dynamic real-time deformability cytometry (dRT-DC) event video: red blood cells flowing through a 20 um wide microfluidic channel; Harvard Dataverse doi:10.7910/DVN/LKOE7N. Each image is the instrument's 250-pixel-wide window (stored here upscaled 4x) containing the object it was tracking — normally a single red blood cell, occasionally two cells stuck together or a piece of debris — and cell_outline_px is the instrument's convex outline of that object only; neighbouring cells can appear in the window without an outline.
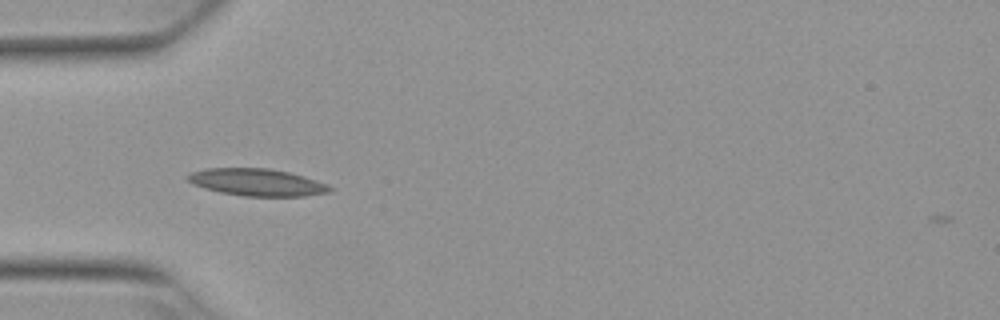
{"species": "Egyptian fruit bat (a non-hibernating species)", "species_latin": "Rousettus aegyptiacus", "temperature_condition": "warm", "stored_images_in_passage": 28, "camera_frame_rate_fps": 3000, "um_per_image_px": 0.085, "animal": {"sex": "female"}, "frame": {"image": 1, "passage_image": 1, "time_ms": 0.0, "image_size_px": [1000, 320], "cell_outline_px": [[332, 188], [328, 192], [304, 196], [244, 196], [220, 192], [204, 188], [192, 184], [184, 176], [192, 172], [204, 168], [268, 168], [288, 172], [304, 176], [328, 184]], "centroid_in_image_um": [21.8, 15.49], "position_along_channel_um": 63.2, "area_um2": 22.48}}
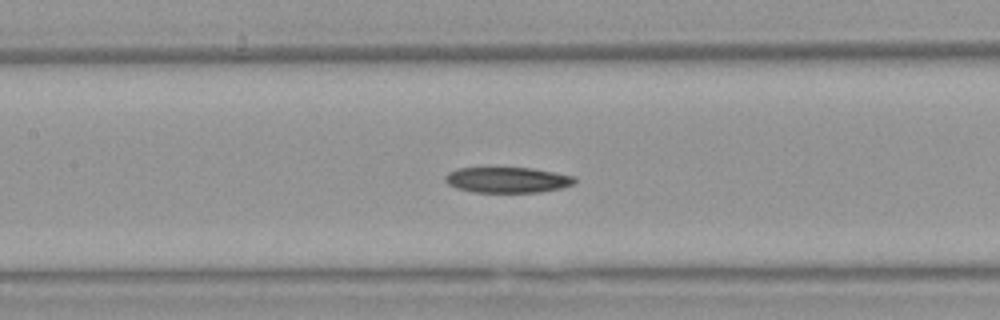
{"frame": {"image": 2, "passage_image": 9, "time_ms": 2.667, "image_size_px": [1000, 320], "cell_outline_px": [[576, 180], [572, 184], [560, 188], [540, 192], [472, 192], [456, 188], [448, 184], [444, 180], [444, 176], [448, 172], [460, 168], [532, 168], [576, 176]], "centroid_in_image_um": [43.11, 15.29], "position_along_channel_um": 164.3, "area_um2": 19.31}}
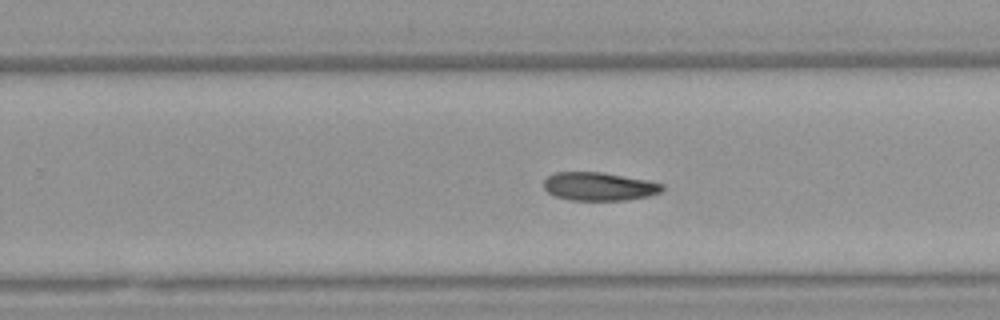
{"frame": {"image": 3, "passage_image": 18, "time_ms": 5.667, "image_size_px": [1000, 320], "cell_outline_px": [[664, 188], [660, 192], [648, 196], [628, 200], [568, 200], [556, 196], [548, 192], [544, 188], [544, 180], [548, 176], [556, 172], [604, 172], [648, 180], [664, 184]], "centroid_in_image_um": [50.94, 15.84], "position_along_channel_um": 278.9, "area_um2": 19.65}}